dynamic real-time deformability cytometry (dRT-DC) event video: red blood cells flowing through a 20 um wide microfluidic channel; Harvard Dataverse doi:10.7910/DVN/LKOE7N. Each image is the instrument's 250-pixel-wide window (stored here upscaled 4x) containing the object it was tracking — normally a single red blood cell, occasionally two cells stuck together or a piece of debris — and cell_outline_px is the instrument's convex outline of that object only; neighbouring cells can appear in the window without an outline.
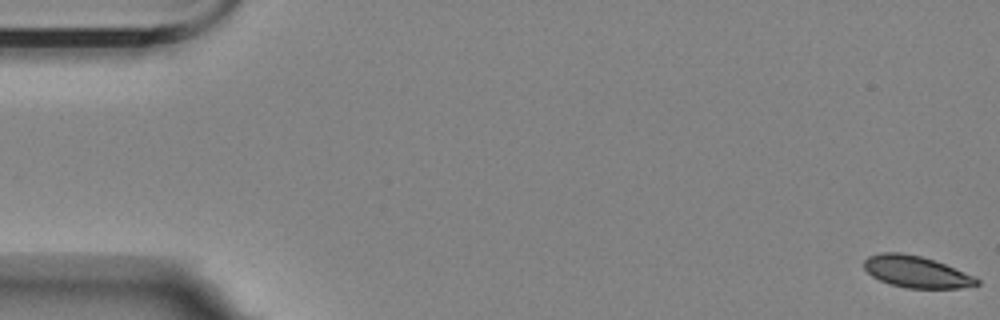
{"species": "Egyptian fruit bat (a non-hibernating species)", "species_latin": "Rousettus aegyptiacus", "temperature_condition": "room temperature", "stored_images_in_passage": 7, "camera_frame_rate_fps": 3000, "um_per_image_px": 0.085, "animal": {"sex": "female"}, "frame": {"image": 1, "passage_image": 1, "time_ms": 0.0, "image_size_px": [1000, 320], "cell_outline_px": [[980, 284], [960, 288], [908, 288], [888, 284], [872, 276], [864, 268], [864, 260], [868, 256], [884, 252], [900, 252], [920, 256], [944, 264], [972, 276], [980, 280]], "centroid_in_image_um": [77.84, 23.11], "position_along_channel_um": 7.2, "area_um2": 20.52}}
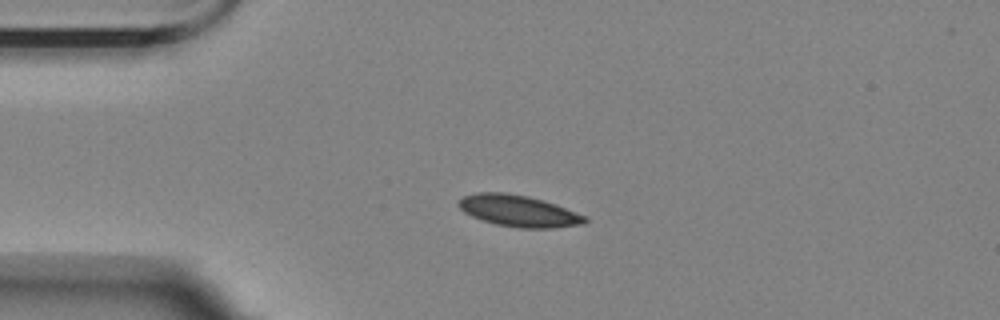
{"frame": {"image": 2, "passage_image": 5, "time_ms": 4.333, "image_size_px": [1000, 320], "cell_outline_px": [[588, 220], [584, 224], [552, 228], [520, 228], [496, 224], [472, 216], [464, 212], [456, 204], [464, 196], [476, 192], [504, 192], [528, 196], [544, 200], [556, 204], [588, 216]], "centroid_in_image_um": [44.12, 17.92], "position_along_channel_um": 40.9, "area_um2": 23.29}}
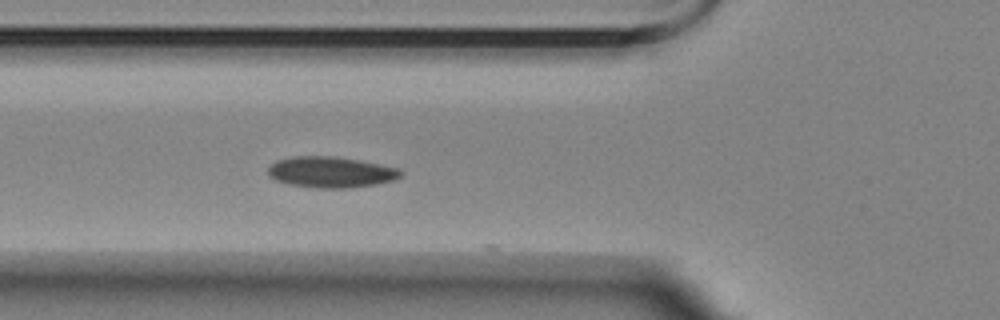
{"frame": {"image": 3, "passage_image": 7, "time_ms": 6.667, "image_size_px": [1000, 320], "cell_outline_px": [[404, 172], [396, 180], [376, 184], [348, 188], [316, 188], [288, 184], [276, 180], [268, 176], [268, 168], [276, 160], [296, 156], [336, 156], [360, 160], [400, 168]], "centroid_in_image_um": [28.15, 14.63], "position_along_channel_um": 97.7, "area_um2": 24.16}}